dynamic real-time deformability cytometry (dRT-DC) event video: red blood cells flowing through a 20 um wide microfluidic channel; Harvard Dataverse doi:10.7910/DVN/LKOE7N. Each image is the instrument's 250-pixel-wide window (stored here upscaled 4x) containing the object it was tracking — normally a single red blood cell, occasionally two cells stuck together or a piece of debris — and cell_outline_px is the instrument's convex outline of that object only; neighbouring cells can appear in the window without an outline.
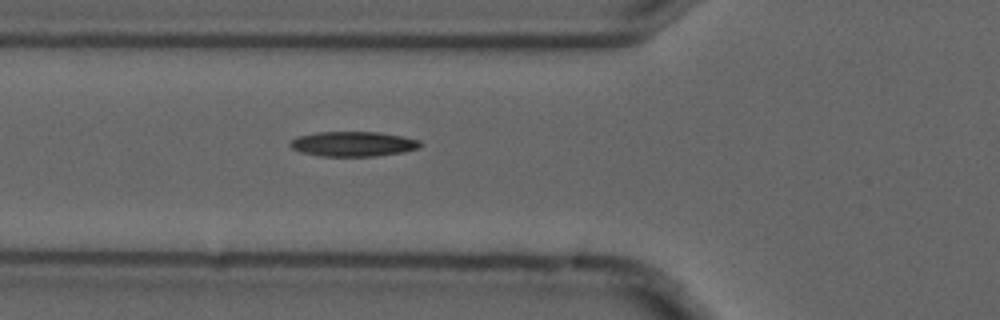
{"species": "common noctule bat (a hibernating species)", "species_latin": "Nyctalus noctula", "temperature_condition": "cold", "stored_images_in_passage": 5, "camera_frame_rate_fps": 3000, "um_per_image_px": 0.085, "animal": {"sex": "male", "forearm_length_mm": 52.5}, "frame": {"image": 1, "passage_image": 5, "time_ms": 1.333, "image_size_px": [1000, 320], "cell_outline_px": [[424, 144], [420, 148], [404, 152], [376, 156], [320, 156], [300, 152], [292, 148], [288, 144], [296, 136], [316, 132], [380, 132], [420, 140]], "centroid_in_image_um": [30.03, 12.23], "position_along_channel_um": 95.8, "area_um2": 19.07}}